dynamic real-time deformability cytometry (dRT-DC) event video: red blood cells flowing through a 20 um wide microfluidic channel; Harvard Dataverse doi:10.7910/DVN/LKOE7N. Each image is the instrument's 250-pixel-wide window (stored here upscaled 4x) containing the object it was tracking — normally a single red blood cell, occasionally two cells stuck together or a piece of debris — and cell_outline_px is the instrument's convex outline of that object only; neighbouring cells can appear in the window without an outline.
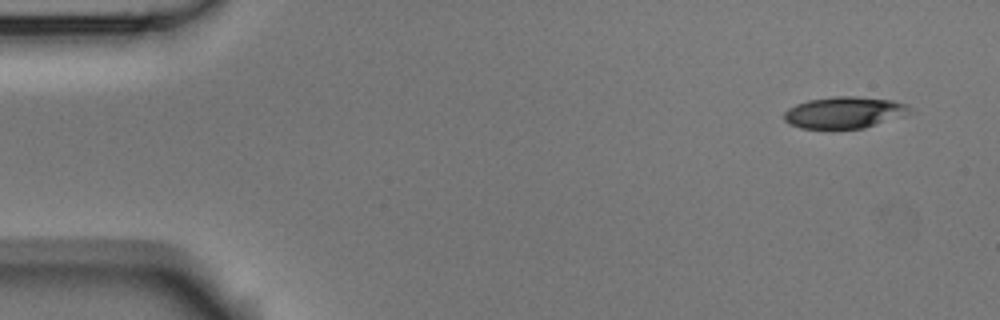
{"species": "Egyptian fruit bat (a non-hibernating species)", "species_latin": "Rousettus aegyptiacus", "temperature_condition": "room temperature", "stored_images_in_passage": 4, "camera_frame_rate_fps": 3000, "um_per_image_px": 0.085, "animal": {"sex": "male"}, "frame": {"image": 1, "passage_image": 1, "time_ms": 0.0, "image_size_px": [1000, 320], "cell_outline_px": [[916, 112], [904, 116], [864, 128], [800, 128], [788, 124], [784, 120], [784, 112], [788, 108], [796, 104], [808, 100], [836, 96], [856, 96], [892, 100], [908, 104]], "centroid_in_image_um": [71.82, 9.55], "position_along_channel_um": 13.2, "area_um2": 23.41}}
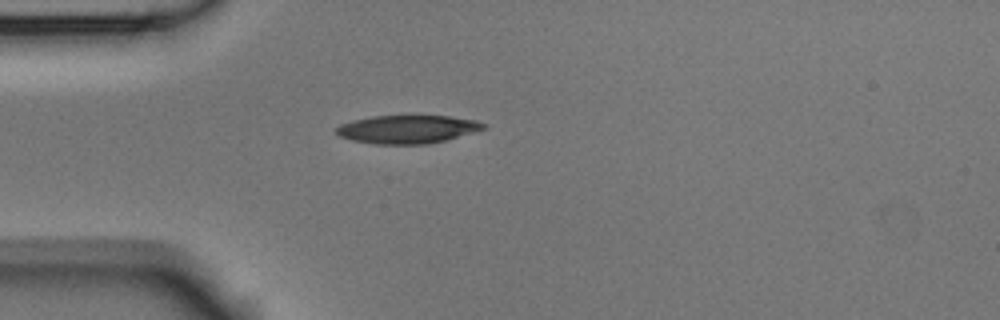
{"frame": {"image": 2, "passage_image": 4, "time_ms": 1.0, "image_size_px": [1000, 320], "cell_outline_px": [[488, 128], [444, 140], [428, 144], [376, 144], [352, 140], [340, 136], [336, 132], [336, 128], [340, 124], [352, 120], [372, 116], [448, 116], [476, 120], [488, 124]], "centroid_in_image_um": [34.65, 10.98], "position_along_channel_um": 50.3, "area_um2": 24.16}}